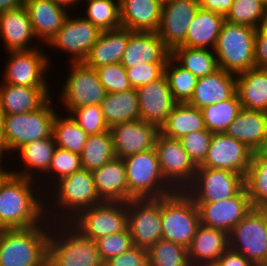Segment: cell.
I'll return each instance as SVG.
<instances>
[{"instance_id": "cell-58", "label": "cell", "mask_w": 267, "mask_h": 266, "mask_svg": "<svg viewBox=\"0 0 267 266\" xmlns=\"http://www.w3.org/2000/svg\"><path fill=\"white\" fill-rule=\"evenodd\" d=\"M54 3H57L59 5H62L66 7L67 9H71V7L80 4L81 0H52Z\"/></svg>"}, {"instance_id": "cell-18", "label": "cell", "mask_w": 267, "mask_h": 266, "mask_svg": "<svg viewBox=\"0 0 267 266\" xmlns=\"http://www.w3.org/2000/svg\"><path fill=\"white\" fill-rule=\"evenodd\" d=\"M195 204L199 210L200 224L226 233H229L253 208L244 186L227 199Z\"/></svg>"}, {"instance_id": "cell-56", "label": "cell", "mask_w": 267, "mask_h": 266, "mask_svg": "<svg viewBox=\"0 0 267 266\" xmlns=\"http://www.w3.org/2000/svg\"><path fill=\"white\" fill-rule=\"evenodd\" d=\"M24 5V0H0V13L15 10Z\"/></svg>"}, {"instance_id": "cell-25", "label": "cell", "mask_w": 267, "mask_h": 266, "mask_svg": "<svg viewBox=\"0 0 267 266\" xmlns=\"http://www.w3.org/2000/svg\"><path fill=\"white\" fill-rule=\"evenodd\" d=\"M56 147L53 135L25 144L15 152L16 155H12L15 160L19 158V161H22L20 168L8 167L7 170L15 175L39 181L48 172ZM17 155L19 157H16Z\"/></svg>"}, {"instance_id": "cell-23", "label": "cell", "mask_w": 267, "mask_h": 266, "mask_svg": "<svg viewBox=\"0 0 267 266\" xmlns=\"http://www.w3.org/2000/svg\"><path fill=\"white\" fill-rule=\"evenodd\" d=\"M0 37L3 39L5 52L40 47L36 44L39 41L34 35L28 11L24 5L15 10L0 13ZM32 41L35 42L34 45L31 44Z\"/></svg>"}, {"instance_id": "cell-59", "label": "cell", "mask_w": 267, "mask_h": 266, "mask_svg": "<svg viewBox=\"0 0 267 266\" xmlns=\"http://www.w3.org/2000/svg\"><path fill=\"white\" fill-rule=\"evenodd\" d=\"M263 158L267 159V137L264 140V143L262 144L261 148L257 151Z\"/></svg>"}, {"instance_id": "cell-46", "label": "cell", "mask_w": 267, "mask_h": 266, "mask_svg": "<svg viewBox=\"0 0 267 266\" xmlns=\"http://www.w3.org/2000/svg\"><path fill=\"white\" fill-rule=\"evenodd\" d=\"M149 266H191L188 248L167 240H159L147 249Z\"/></svg>"}, {"instance_id": "cell-61", "label": "cell", "mask_w": 267, "mask_h": 266, "mask_svg": "<svg viewBox=\"0 0 267 266\" xmlns=\"http://www.w3.org/2000/svg\"><path fill=\"white\" fill-rule=\"evenodd\" d=\"M265 6H267V0H260Z\"/></svg>"}, {"instance_id": "cell-34", "label": "cell", "mask_w": 267, "mask_h": 266, "mask_svg": "<svg viewBox=\"0 0 267 266\" xmlns=\"http://www.w3.org/2000/svg\"><path fill=\"white\" fill-rule=\"evenodd\" d=\"M225 21V16L199 8L188 27L182 46L213 50Z\"/></svg>"}, {"instance_id": "cell-17", "label": "cell", "mask_w": 267, "mask_h": 266, "mask_svg": "<svg viewBox=\"0 0 267 266\" xmlns=\"http://www.w3.org/2000/svg\"><path fill=\"white\" fill-rule=\"evenodd\" d=\"M253 153L241 141L225 133H213L205 160L197 168L224 169L244 177Z\"/></svg>"}, {"instance_id": "cell-24", "label": "cell", "mask_w": 267, "mask_h": 266, "mask_svg": "<svg viewBox=\"0 0 267 266\" xmlns=\"http://www.w3.org/2000/svg\"><path fill=\"white\" fill-rule=\"evenodd\" d=\"M24 6L28 11L32 29L40 45L48 44L70 13L62 5L52 0H24Z\"/></svg>"}, {"instance_id": "cell-52", "label": "cell", "mask_w": 267, "mask_h": 266, "mask_svg": "<svg viewBox=\"0 0 267 266\" xmlns=\"http://www.w3.org/2000/svg\"><path fill=\"white\" fill-rule=\"evenodd\" d=\"M106 266H149L147 249L132 246L126 252L107 260Z\"/></svg>"}, {"instance_id": "cell-28", "label": "cell", "mask_w": 267, "mask_h": 266, "mask_svg": "<svg viewBox=\"0 0 267 266\" xmlns=\"http://www.w3.org/2000/svg\"><path fill=\"white\" fill-rule=\"evenodd\" d=\"M121 26L133 32H157L161 23V0H119Z\"/></svg>"}, {"instance_id": "cell-26", "label": "cell", "mask_w": 267, "mask_h": 266, "mask_svg": "<svg viewBox=\"0 0 267 266\" xmlns=\"http://www.w3.org/2000/svg\"><path fill=\"white\" fill-rule=\"evenodd\" d=\"M228 248V233L200 224L188 247L190 264L191 266H214Z\"/></svg>"}, {"instance_id": "cell-13", "label": "cell", "mask_w": 267, "mask_h": 266, "mask_svg": "<svg viewBox=\"0 0 267 266\" xmlns=\"http://www.w3.org/2000/svg\"><path fill=\"white\" fill-rule=\"evenodd\" d=\"M243 186L241 174L224 169L197 168L194 180L184 191L194 203H208L232 197Z\"/></svg>"}, {"instance_id": "cell-39", "label": "cell", "mask_w": 267, "mask_h": 266, "mask_svg": "<svg viewBox=\"0 0 267 266\" xmlns=\"http://www.w3.org/2000/svg\"><path fill=\"white\" fill-rule=\"evenodd\" d=\"M244 187L253 208L267 206V159L254 152L250 166L244 176Z\"/></svg>"}, {"instance_id": "cell-11", "label": "cell", "mask_w": 267, "mask_h": 266, "mask_svg": "<svg viewBox=\"0 0 267 266\" xmlns=\"http://www.w3.org/2000/svg\"><path fill=\"white\" fill-rule=\"evenodd\" d=\"M42 47L30 50L8 51L3 69L2 83L28 87H50L47 78L48 69L50 70L49 54L44 52Z\"/></svg>"}, {"instance_id": "cell-14", "label": "cell", "mask_w": 267, "mask_h": 266, "mask_svg": "<svg viewBox=\"0 0 267 266\" xmlns=\"http://www.w3.org/2000/svg\"><path fill=\"white\" fill-rule=\"evenodd\" d=\"M154 149L164 179L176 191H184L194 180L197 166L184 150L180 140L159 133Z\"/></svg>"}, {"instance_id": "cell-54", "label": "cell", "mask_w": 267, "mask_h": 266, "mask_svg": "<svg viewBox=\"0 0 267 266\" xmlns=\"http://www.w3.org/2000/svg\"><path fill=\"white\" fill-rule=\"evenodd\" d=\"M214 266H254L241 253L228 248L217 260Z\"/></svg>"}, {"instance_id": "cell-47", "label": "cell", "mask_w": 267, "mask_h": 266, "mask_svg": "<svg viewBox=\"0 0 267 266\" xmlns=\"http://www.w3.org/2000/svg\"><path fill=\"white\" fill-rule=\"evenodd\" d=\"M69 115L88 134L109 131L100 105H86L73 109Z\"/></svg>"}, {"instance_id": "cell-2", "label": "cell", "mask_w": 267, "mask_h": 266, "mask_svg": "<svg viewBox=\"0 0 267 266\" xmlns=\"http://www.w3.org/2000/svg\"><path fill=\"white\" fill-rule=\"evenodd\" d=\"M50 189L45 193L50 222H70L80 212L103 202L97 194L93 173L85 169L61 178Z\"/></svg>"}, {"instance_id": "cell-35", "label": "cell", "mask_w": 267, "mask_h": 266, "mask_svg": "<svg viewBox=\"0 0 267 266\" xmlns=\"http://www.w3.org/2000/svg\"><path fill=\"white\" fill-rule=\"evenodd\" d=\"M100 106L109 127L117 123L140 119L139 98L137 90L134 88L117 93H107Z\"/></svg>"}, {"instance_id": "cell-38", "label": "cell", "mask_w": 267, "mask_h": 266, "mask_svg": "<svg viewBox=\"0 0 267 266\" xmlns=\"http://www.w3.org/2000/svg\"><path fill=\"white\" fill-rule=\"evenodd\" d=\"M116 158L110 131L89 135L80 154L82 169L93 172Z\"/></svg>"}, {"instance_id": "cell-22", "label": "cell", "mask_w": 267, "mask_h": 266, "mask_svg": "<svg viewBox=\"0 0 267 266\" xmlns=\"http://www.w3.org/2000/svg\"><path fill=\"white\" fill-rule=\"evenodd\" d=\"M170 56L171 51L157 32L129 30V41L120 63L125 68L143 63L166 64Z\"/></svg>"}, {"instance_id": "cell-37", "label": "cell", "mask_w": 267, "mask_h": 266, "mask_svg": "<svg viewBox=\"0 0 267 266\" xmlns=\"http://www.w3.org/2000/svg\"><path fill=\"white\" fill-rule=\"evenodd\" d=\"M171 56L197 78L213 74L219 69L213 50L178 46Z\"/></svg>"}, {"instance_id": "cell-8", "label": "cell", "mask_w": 267, "mask_h": 266, "mask_svg": "<svg viewBox=\"0 0 267 266\" xmlns=\"http://www.w3.org/2000/svg\"><path fill=\"white\" fill-rule=\"evenodd\" d=\"M162 239L188 248L200 225L199 210L185 191L161 197Z\"/></svg>"}, {"instance_id": "cell-7", "label": "cell", "mask_w": 267, "mask_h": 266, "mask_svg": "<svg viewBox=\"0 0 267 266\" xmlns=\"http://www.w3.org/2000/svg\"><path fill=\"white\" fill-rule=\"evenodd\" d=\"M128 192L134 199H157L176 191L161 172L155 149L123 158Z\"/></svg>"}, {"instance_id": "cell-16", "label": "cell", "mask_w": 267, "mask_h": 266, "mask_svg": "<svg viewBox=\"0 0 267 266\" xmlns=\"http://www.w3.org/2000/svg\"><path fill=\"white\" fill-rule=\"evenodd\" d=\"M128 225L133 245L148 249L162 239L161 197L127 202Z\"/></svg>"}, {"instance_id": "cell-45", "label": "cell", "mask_w": 267, "mask_h": 266, "mask_svg": "<svg viewBox=\"0 0 267 266\" xmlns=\"http://www.w3.org/2000/svg\"><path fill=\"white\" fill-rule=\"evenodd\" d=\"M81 169L82 166L79 154L70 152L60 147H56L48 172L44 175L43 178H41L44 181L39 180L38 182H40V185H44L41 186V188L46 193L50 190L51 186H53L61 178L71 175L74 172L80 171Z\"/></svg>"}, {"instance_id": "cell-48", "label": "cell", "mask_w": 267, "mask_h": 266, "mask_svg": "<svg viewBox=\"0 0 267 266\" xmlns=\"http://www.w3.org/2000/svg\"><path fill=\"white\" fill-rule=\"evenodd\" d=\"M96 71L100 83L107 93H117L132 89L126 68L120 62L101 66Z\"/></svg>"}, {"instance_id": "cell-53", "label": "cell", "mask_w": 267, "mask_h": 266, "mask_svg": "<svg viewBox=\"0 0 267 266\" xmlns=\"http://www.w3.org/2000/svg\"><path fill=\"white\" fill-rule=\"evenodd\" d=\"M254 58L256 68H267V23L256 30Z\"/></svg>"}, {"instance_id": "cell-20", "label": "cell", "mask_w": 267, "mask_h": 266, "mask_svg": "<svg viewBox=\"0 0 267 266\" xmlns=\"http://www.w3.org/2000/svg\"><path fill=\"white\" fill-rule=\"evenodd\" d=\"M117 158L144 152L155 148L160 129L141 119L122 122L109 128Z\"/></svg>"}, {"instance_id": "cell-43", "label": "cell", "mask_w": 267, "mask_h": 266, "mask_svg": "<svg viewBox=\"0 0 267 266\" xmlns=\"http://www.w3.org/2000/svg\"><path fill=\"white\" fill-rule=\"evenodd\" d=\"M85 18L100 31L121 27L119 0H85Z\"/></svg>"}, {"instance_id": "cell-3", "label": "cell", "mask_w": 267, "mask_h": 266, "mask_svg": "<svg viewBox=\"0 0 267 266\" xmlns=\"http://www.w3.org/2000/svg\"><path fill=\"white\" fill-rule=\"evenodd\" d=\"M51 222L0 232V266H47Z\"/></svg>"}, {"instance_id": "cell-41", "label": "cell", "mask_w": 267, "mask_h": 266, "mask_svg": "<svg viewBox=\"0 0 267 266\" xmlns=\"http://www.w3.org/2000/svg\"><path fill=\"white\" fill-rule=\"evenodd\" d=\"M242 109L237 93L231 98L202 108L206 128L212 133H225Z\"/></svg>"}, {"instance_id": "cell-9", "label": "cell", "mask_w": 267, "mask_h": 266, "mask_svg": "<svg viewBox=\"0 0 267 266\" xmlns=\"http://www.w3.org/2000/svg\"><path fill=\"white\" fill-rule=\"evenodd\" d=\"M229 248L241 253L254 266L267 264V213L251 211L228 233Z\"/></svg>"}, {"instance_id": "cell-40", "label": "cell", "mask_w": 267, "mask_h": 266, "mask_svg": "<svg viewBox=\"0 0 267 266\" xmlns=\"http://www.w3.org/2000/svg\"><path fill=\"white\" fill-rule=\"evenodd\" d=\"M59 113H57L53 121L52 135L55 143L57 147L80 155L89 135L69 114Z\"/></svg>"}, {"instance_id": "cell-30", "label": "cell", "mask_w": 267, "mask_h": 266, "mask_svg": "<svg viewBox=\"0 0 267 266\" xmlns=\"http://www.w3.org/2000/svg\"><path fill=\"white\" fill-rule=\"evenodd\" d=\"M236 93V75L223 69L197 80L189 105L202 109L211 104L225 101Z\"/></svg>"}, {"instance_id": "cell-15", "label": "cell", "mask_w": 267, "mask_h": 266, "mask_svg": "<svg viewBox=\"0 0 267 266\" xmlns=\"http://www.w3.org/2000/svg\"><path fill=\"white\" fill-rule=\"evenodd\" d=\"M71 14L67 15L62 28L47 46L51 49H59L58 51L61 53L65 52L69 56V62H82L97 41L101 31L83 15L76 17Z\"/></svg>"}, {"instance_id": "cell-51", "label": "cell", "mask_w": 267, "mask_h": 266, "mask_svg": "<svg viewBox=\"0 0 267 266\" xmlns=\"http://www.w3.org/2000/svg\"><path fill=\"white\" fill-rule=\"evenodd\" d=\"M166 64L143 63L126 68L127 77L132 88L137 89L157 80L164 74Z\"/></svg>"}, {"instance_id": "cell-27", "label": "cell", "mask_w": 267, "mask_h": 266, "mask_svg": "<svg viewBox=\"0 0 267 266\" xmlns=\"http://www.w3.org/2000/svg\"><path fill=\"white\" fill-rule=\"evenodd\" d=\"M50 89L51 87H28L0 82V107L4 115L33 112L51 97Z\"/></svg>"}, {"instance_id": "cell-60", "label": "cell", "mask_w": 267, "mask_h": 266, "mask_svg": "<svg viewBox=\"0 0 267 266\" xmlns=\"http://www.w3.org/2000/svg\"><path fill=\"white\" fill-rule=\"evenodd\" d=\"M4 162V160H1L0 159V176L7 170V168H5V165H4V167H3V164H5V162Z\"/></svg>"}, {"instance_id": "cell-21", "label": "cell", "mask_w": 267, "mask_h": 266, "mask_svg": "<svg viewBox=\"0 0 267 266\" xmlns=\"http://www.w3.org/2000/svg\"><path fill=\"white\" fill-rule=\"evenodd\" d=\"M136 90L139 98L140 119L161 129L177 104L171 94L166 75L163 74L157 80Z\"/></svg>"}, {"instance_id": "cell-5", "label": "cell", "mask_w": 267, "mask_h": 266, "mask_svg": "<svg viewBox=\"0 0 267 266\" xmlns=\"http://www.w3.org/2000/svg\"><path fill=\"white\" fill-rule=\"evenodd\" d=\"M52 97L33 112L4 115L3 137L7 157L13 160L11 155L23 145L52 136L53 121L59 112Z\"/></svg>"}, {"instance_id": "cell-55", "label": "cell", "mask_w": 267, "mask_h": 266, "mask_svg": "<svg viewBox=\"0 0 267 266\" xmlns=\"http://www.w3.org/2000/svg\"><path fill=\"white\" fill-rule=\"evenodd\" d=\"M198 3L199 7L204 10L226 16L233 4V0H198Z\"/></svg>"}, {"instance_id": "cell-33", "label": "cell", "mask_w": 267, "mask_h": 266, "mask_svg": "<svg viewBox=\"0 0 267 266\" xmlns=\"http://www.w3.org/2000/svg\"><path fill=\"white\" fill-rule=\"evenodd\" d=\"M236 93L243 109L267 113V70L254 67L237 74Z\"/></svg>"}, {"instance_id": "cell-31", "label": "cell", "mask_w": 267, "mask_h": 266, "mask_svg": "<svg viewBox=\"0 0 267 266\" xmlns=\"http://www.w3.org/2000/svg\"><path fill=\"white\" fill-rule=\"evenodd\" d=\"M128 41V28L121 26L117 29L101 31L97 41L82 62L94 69L121 62Z\"/></svg>"}, {"instance_id": "cell-6", "label": "cell", "mask_w": 267, "mask_h": 266, "mask_svg": "<svg viewBox=\"0 0 267 266\" xmlns=\"http://www.w3.org/2000/svg\"><path fill=\"white\" fill-rule=\"evenodd\" d=\"M252 27L224 21L213 49L218 67L232 74H239L255 67Z\"/></svg>"}, {"instance_id": "cell-10", "label": "cell", "mask_w": 267, "mask_h": 266, "mask_svg": "<svg viewBox=\"0 0 267 266\" xmlns=\"http://www.w3.org/2000/svg\"><path fill=\"white\" fill-rule=\"evenodd\" d=\"M69 72L61 89L60 105L69 114L73 109L86 105H100L105 98L106 89L100 83L96 69L83 62H71ZM68 112V113H67Z\"/></svg>"}, {"instance_id": "cell-32", "label": "cell", "mask_w": 267, "mask_h": 266, "mask_svg": "<svg viewBox=\"0 0 267 266\" xmlns=\"http://www.w3.org/2000/svg\"><path fill=\"white\" fill-rule=\"evenodd\" d=\"M225 134L257 152L267 137V113L242 108Z\"/></svg>"}, {"instance_id": "cell-62", "label": "cell", "mask_w": 267, "mask_h": 266, "mask_svg": "<svg viewBox=\"0 0 267 266\" xmlns=\"http://www.w3.org/2000/svg\"><path fill=\"white\" fill-rule=\"evenodd\" d=\"M263 210L267 213V206Z\"/></svg>"}, {"instance_id": "cell-57", "label": "cell", "mask_w": 267, "mask_h": 266, "mask_svg": "<svg viewBox=\"0 0 267 266\" xmlns=\"http://www.w3.org/2000/svg\"><path fill=\"white\" fill-rule=\"evenodd\" d=\"M4 129V113L0 107V159L4 160L5 158V140L3 137Z\"/></svg>"}, {"instance_id": "cell-29", "label": "cell", "mask_w": 267, "mask_h": 266, "mask_svg": "<svg viewBox=\"0 0 267 266\" xmlns=\"http://www.w3.org/2000/svg\"><path fill=\"white\" fill-rule=\"evenodd\" d=\"M98 196L106 202H128L134 198L128 192L125 163L114 158L93 172Z\"/></svg>"}, {"instance_id": "cell-36", "label": "cell", "mask_w": 267, "mask_h": 266, "mask_svg": "<svg viewBox=\"0 0 267 266\" xmlns=\"http://www.w3.org/2000/svg\"><path fill=\"white\" fill-rule=\"evenodd\" d=\"M206 129L202 110L188 103H177L169 114L160 133L166 137L180 139L190 132Z\"/></svg>"}, {"instance_id": "cell-12", "label": "cell", "mask_w": 267, "mask_h": 266, "mask_svg": "<svg viewBox=\"0 0 267 266\" xmlns=\"http://www.w3.org/2000/svg\"><path fill=\"white\" fill-rule=\"evenodd\" d=\"M83 236L94 241L127 229V202H106L89 207L69 222Z\"/></svg>"}, {"instance_id": "cell-19", "label": "cell", "mask_w": 267, "mask_h": 266, "mask_svg": "<svg viewBox=\"0 0 267 266\" xmlns=\"http://www.w3.org/2000/svg\"><path fill=\"white\" fill-rule=\"evenodd\" d=\"M199 8L198 0L163 2L161 23L157 33L171 52L184 44L188 27Z\"/></svg>"}, {"instance_id": "cell-49", "label": "cell", "mask_w": 267, "mask_h": 266, "mask_svg": "<svg viewBox=\"0 0 267 266\" xmlns=\"http://www.w3.org/2000/svg\"><path fill=\"white\" fill-rule=\"evenodd\" d=\"M96 244L103 263L126 252L134 246L128 228L123 232L101 237L96 240Z\"/></svg>"}, {"instance_id": "cell-1", "label": "cell", "mask_w": 267, "mask_h": 266, "mask_svg": "<svg viewBox=\"0 0 267 266\" xmlns=\"http://www.w3.org/2000/svg\"><path fill=\"white\" fill-rule=\"evenodd\" d=\"M45 197L38 181L6 170L0 176V229H22L44 223Z\"/></svg>"}, {"instance_id": "cell-50", "label": "cell", "mask_w": 267, "mask_h": 266, "mask_svg": "<svg viewBox=\"0 0 267 266\" xmlns=\"http://www.w3.org/2000/svg\"><path fill=\"white\" fill-rule=\"evenodd\" d=\"M213 133L207 128L190 132L179 140L190 159L198 167L206 157Z\"/></svg>"}, {"instance_id": "cell-4", "label": "cell", "mask_w": 267, "mask_h": 266, "mask_svg": "<svg viewBox=\"0 0 267 266\" xmlns=\"http://www.w3.org/2000/svg\"><path fill=\"white\" fill-rule=\"evenodd\" d=\"M96 241L83 236L69 222H51L47 266H101Z\"/></svg>"}, {"instance_id": "cell-42", "label": "cell", "mask_w": 267, "mask_h": 266, "mask_svg": "<svg viewBox=\"0 0 267 266\" xmlns=\"http://www.w3.org/2000/svg\"><path fill=\"white\" fill-rule=\"evenodd\" d=\"M169 88L177 103H188L193 97L198 78L182 67L172 56L164 66Z\"/></svg>"}, {"instance_id": "cell-44", "label": "cell", "mask_w": 267, "mask_h": 266, "mask_svg": "<svg viewBox=\"0 0 267 266\" xmlns=\"http://www.w3.org/2000/svg\"><path fill=\"white\" fill-rule=\"evenodd\" d=\"M225 20L258 29L267 23V6L260 0H233Z\"/></svg>"}]
</instances>
